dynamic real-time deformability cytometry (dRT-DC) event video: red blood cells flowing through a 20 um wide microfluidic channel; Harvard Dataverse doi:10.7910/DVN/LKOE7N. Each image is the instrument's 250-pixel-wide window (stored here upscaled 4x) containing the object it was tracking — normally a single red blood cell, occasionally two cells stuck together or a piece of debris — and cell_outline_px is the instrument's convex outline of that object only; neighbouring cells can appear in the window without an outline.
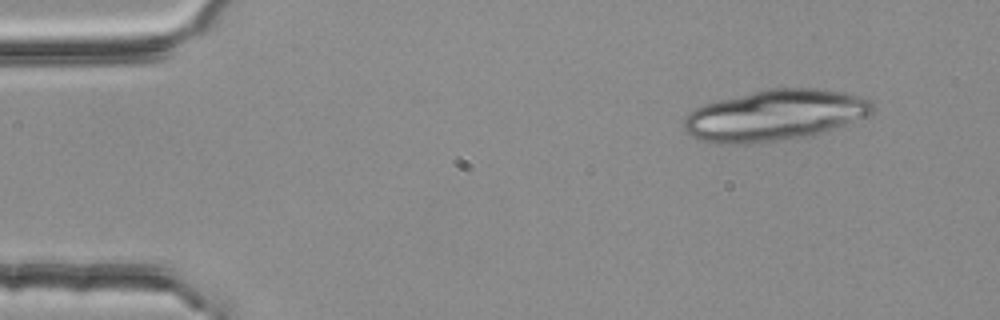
{"species": "common noctule bat (a hibernating species)", "species_latin": "Nyctalus noctula", "temperature_condition": "room temperature", "stored_images_in_passage": 3, "camera_frame_rate_fps": 3000, "um_per_image_px": 0.085, "animal": {"sex": "female", "body_mass_g": 25.1}, "frame": {"image": 1, "passage_image": 1, "time_ms": 0.0, "image_size_px": [1000, 320], "cell_outline_px": [[876, 108], [872, 112], [864, 116], [824, 132], [812, 136], [748, 144], [720, 144], [704, 140], [692, 136], [684, 128], [684, 116], [688, 112], [704, 104], [764, 88], [812, 88], [848, 92], [864, 96], [872, 100]], "centroid_in_image_um": [65.88, 9.78], "position_along_channel_um": 19.1, "area_um2": 56.24}}